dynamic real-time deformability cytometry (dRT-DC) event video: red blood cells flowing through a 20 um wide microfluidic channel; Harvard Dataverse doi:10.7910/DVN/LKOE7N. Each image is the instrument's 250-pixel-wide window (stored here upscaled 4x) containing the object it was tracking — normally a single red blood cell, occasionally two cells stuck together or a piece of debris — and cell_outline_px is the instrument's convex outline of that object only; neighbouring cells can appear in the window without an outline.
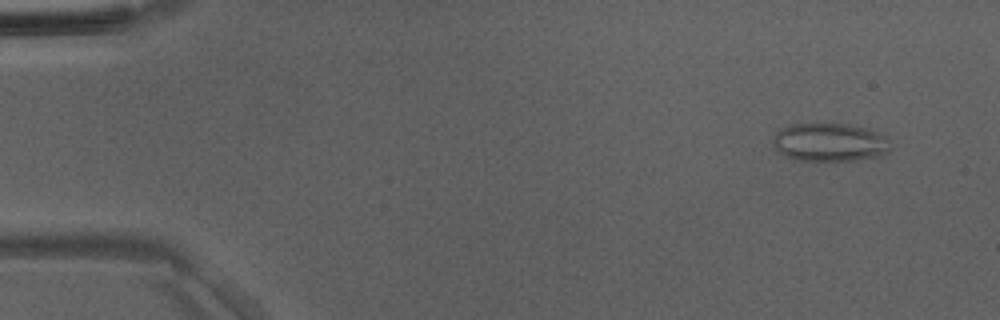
{"species": "Egyptian fruit bat (a non-hibernating species)", "species_latin": "Rousettus aegyptiacus", "temperature_condition": "room temperature", "stored_images_in_passage": 47, "camera_frame_rate_fps": 3000, "um_per_image_px": 0.085, "animal": {"sex": "male"}, "frame": {"image": 1, "passage_image": 2, "time_ms": 0.333, "image_size_px": [1000, 320], "cell_outline_px": [[892, 148], [888, 152], [880, 156], [852, 160], [796, 160], [784, 156], [772, 144], [772, 136], [780, 128], [792, 124], [848, 124], [868, 128], [884, 136], [888, 140]], "centroid_in_image_um": [70.51, 12.09], "position_along_channel_um": 14.5, "area_um2": 26.3}}
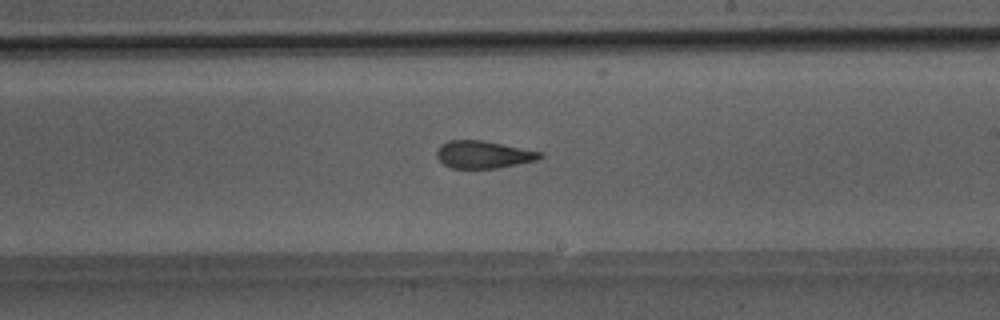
{"frame": {"image": 2, "passage_image": 27, "time_ms": 8.667, "image_size_px": [1000, 320], "cell_outline_px": [[544, 156], [540, 160], [496, 168], [452, 168], [444, 164], [436, 156], [436, 148], [440, 144], [448, 140], [484, 140], [540, 152]], "centroid_in_image_um": [41.06, 13.13], "position_along_channel_um": 247.9, "area_um2": 16.59}}
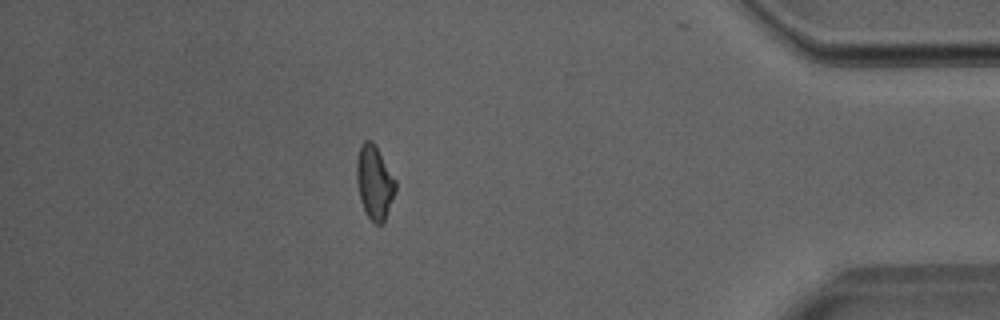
{"frame": {"image": 3, "passage_image": 41, "time_ms": 13.333, "image_size_px": [1000, 320], "cell_outline_px": [[396, 192], [384, 220], [380, 224], [376, 224], [368, 216], [360, 200], [356, 180], [356, 160], [360, 144], [364, 140], [372, 140], [396, 180]], "centroid_in_image_um": [31.82, 15.46], "position_along_channel_um": 403.4, "area_um2": 16.65}}